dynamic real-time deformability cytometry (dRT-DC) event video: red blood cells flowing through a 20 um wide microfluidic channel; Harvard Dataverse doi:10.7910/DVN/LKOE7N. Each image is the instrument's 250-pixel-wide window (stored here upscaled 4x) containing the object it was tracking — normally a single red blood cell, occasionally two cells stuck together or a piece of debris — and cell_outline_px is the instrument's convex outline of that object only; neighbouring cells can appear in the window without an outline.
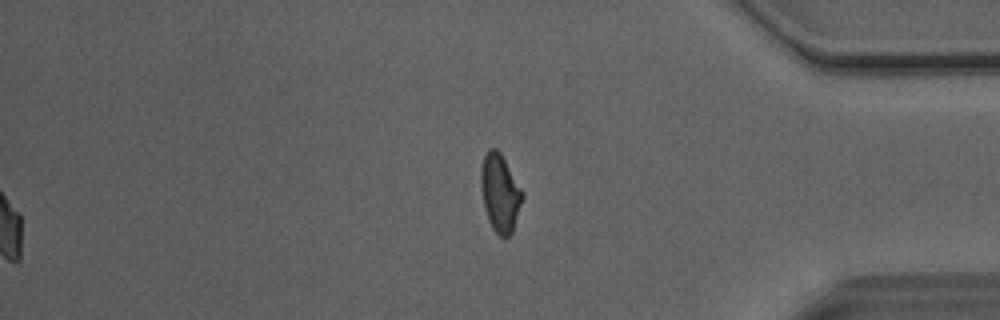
{"species": "Egyptian fruit bat (a non-hibernating species)", "species_latin": "Rousettus aegyptiacus", "temperature_condition": "room temperature", "stored_images_in_passage": 39, "segment_of_instrument_passage": [2, 2], "camera_frame_rate_fps": 3000, "um_per_image_px": 0.085, "animal": {"sex": "male"}, "frame": {"image": 1, "passage_image": 39, "time_ms": 12.667, "image_size_px": [1000, 320], "cell_outline_px": [[524, 196], [512, 232], [508, 236], [500, 236], [492, 228], [488, 220], [484, 208], [480, 184], [480, 168], [484, 156], [488, 148], [496, 148], [500, 152], [524, 192]], "centroid_in_image_um": [42.49, 16.38], "position_along_channel_um": 392.7, "area_um2": 18.9}}